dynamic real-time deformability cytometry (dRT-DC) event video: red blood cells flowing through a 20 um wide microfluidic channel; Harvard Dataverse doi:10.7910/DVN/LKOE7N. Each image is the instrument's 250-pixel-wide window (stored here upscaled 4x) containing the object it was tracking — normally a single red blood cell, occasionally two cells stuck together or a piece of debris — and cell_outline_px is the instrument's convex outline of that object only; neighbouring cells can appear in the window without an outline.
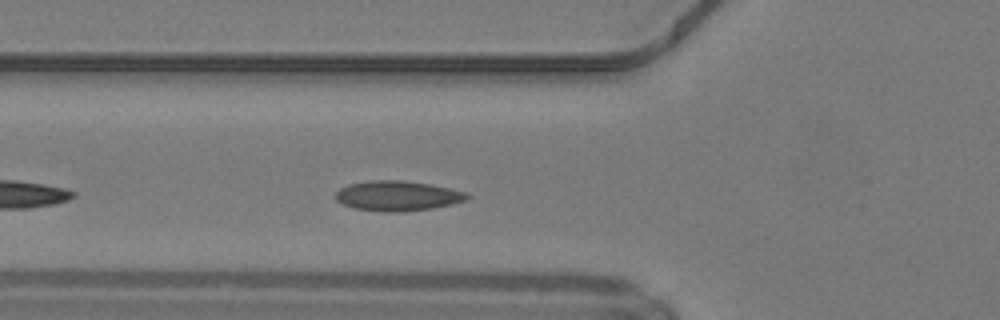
{"species": "common noctule bat (a hibernating species)", "species_latin": "Nyctalus noctula", "temperature_condition": "warm", "stored_images_in_passage": 33, "camera_frame_rate_fps": 3000, "um_per_image_px": 0.085, "animal": {"sex": "male", "body_mass_g": 19.2, "forearm_length_mm": 51.8}, "frame": {"image": 1, "passage_image": 5, "time_ms": 1.333, "image_size_px": [1000, 320], "cell_outline_px": [[472, 196], [464, 200], [452, 204], [432, 208], [400, 212], [380, 212], [356, 208], [344, 204], [336, 200], [336, 192], [340, 188], [348, 184], [372, 180], [400, 180], [428, 184], [448, 188], [464, 192]], "centroid_in_image_um": [33.77, 16.65], "position_along_channel_um": 92.0, "area_um2": 22.77}}